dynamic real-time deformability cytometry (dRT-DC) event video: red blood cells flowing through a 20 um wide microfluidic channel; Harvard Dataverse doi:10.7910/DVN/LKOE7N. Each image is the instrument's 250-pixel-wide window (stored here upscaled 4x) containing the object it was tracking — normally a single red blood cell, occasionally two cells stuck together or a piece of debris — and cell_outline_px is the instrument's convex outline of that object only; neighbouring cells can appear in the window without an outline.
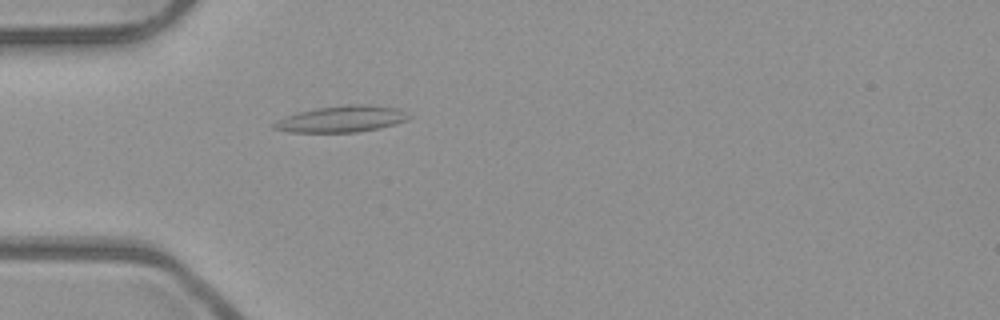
{"species": "common noctule bat (a hibernating species)", "species_latin": "Nyctalus noctula", "temperature_condition": "room temperature", "stored_images_in_passage": 44, "camera_frame_rate_fps": 3000, "um_per_image_px": 0.085, "animal": {"sex": "male", "body_mass_g": 23.1, "forearm_length_mm": 52.7}, "frame": {"image": 1, "passage_image": 8, "time_ms": 2.333, "image_size_px": [1000, 320], "cell_outline_px": [[412, 116], [408, 120], [380, 128], [356, 132], [292, 132], [272, 128], [272, 124], [288, 116], [300, 112], [316, 108], [344, 104], [364, 104], [396, 108]], "centroid_in_image_um": [29.08, 10.11], "position_along_channel_um": 55.9, "area_um2": 20.46}}
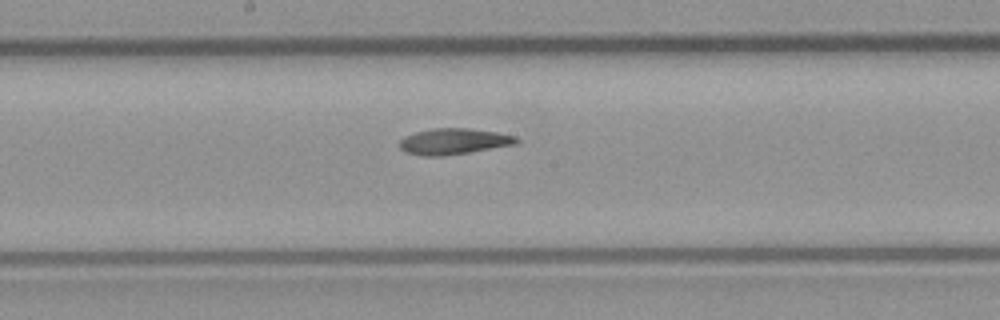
{"frame": {"image": 2, "passage_image": 20, "time_ms": 6.333, "image_size_px": [1000, 320], "cell_outline_px": [[520, 140], [516, 144], [468, 152], [440, 156], [424, 156], [404, 152], [400, 148], [400, 140], [404, 136], [416, 132], [432, 128], [468, 128], [496, 132], [516, 136]], "centroid_in_image_um": [38.55, 12.01], "position_along_channel_um": 209.7, "area_um2": 17.63}}
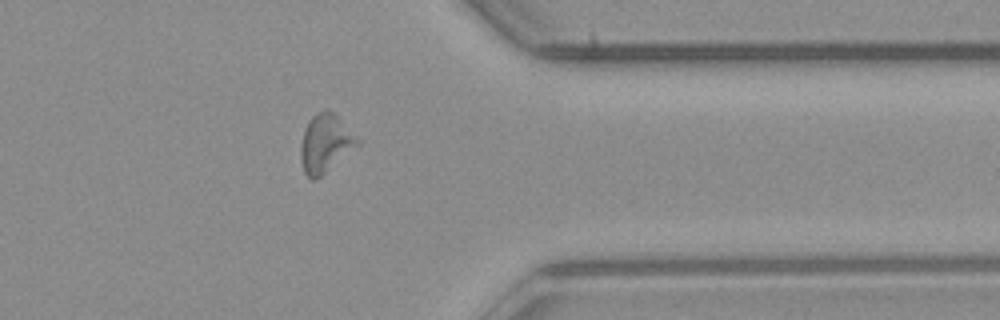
{"frame": {"image": 3, "passage_image": 34, "time_ms": 11.0, "image_size_px": [1000, 320], "cell_outline_px": [[360, 144], [316, 180], [312, 180], [304, 172], [300, 160], [300, 144], [304, 128], [308, 120], [316, 112], [324, 108], [336, 112], [360, 140]], "centroid_in_image_um": [27.65, 12.14], "position_along_channel_um": 383.8, "area_um2": 19.71}}